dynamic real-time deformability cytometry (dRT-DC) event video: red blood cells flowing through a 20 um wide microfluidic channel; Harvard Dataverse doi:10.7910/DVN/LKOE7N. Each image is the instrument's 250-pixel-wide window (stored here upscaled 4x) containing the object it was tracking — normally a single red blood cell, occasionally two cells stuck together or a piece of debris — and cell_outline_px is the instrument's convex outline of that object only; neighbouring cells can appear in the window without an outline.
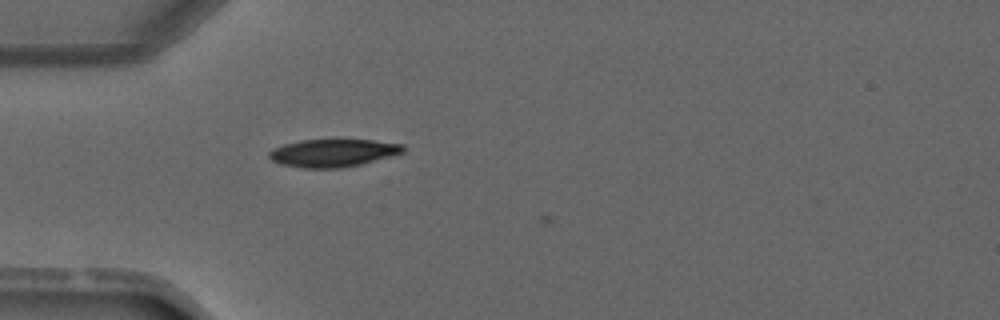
{"species": "common noctule bat (a hibernating species)", "species_latin": "Nyctalus noctula", "temperature_condition": "warm", "stored_images_in_passage": 5, "camera_frame_rate_fps": 3000, "um_per_image_px": 0.085, "animal": {"sex": "male", "forearm_length_mm": 52.5}, "frame": {"image": 1, "passage_image": 4, "time_ms": 3.667, "image_size_px": [1000, 320], "cell_outline_px": [[404, 152], [360, 164], [344, 168], [304, 168], [280, 164], [272, 160], [268, 156], [268, 152], [272, 148], [284, 144], [300, 140], [372, 140], [404, 144]], "centroid_in_image_um": [28.27, 13.0], "position_along_channel_um": 56.7, "area_um2": 21.62}}